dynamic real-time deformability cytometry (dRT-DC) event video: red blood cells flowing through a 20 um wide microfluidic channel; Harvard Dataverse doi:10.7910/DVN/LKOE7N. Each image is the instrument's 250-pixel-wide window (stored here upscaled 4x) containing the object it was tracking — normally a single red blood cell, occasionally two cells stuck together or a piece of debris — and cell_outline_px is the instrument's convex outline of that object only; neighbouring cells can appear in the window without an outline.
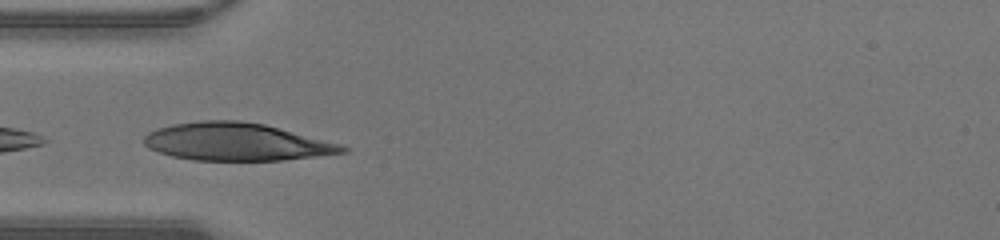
{"species": "human", "species_latin": "Homo sapiens", "temperature_condition": "warm", "stored_images_in_passage": 13, "camera_frame_rate_fps": 3000, "um_per_image_px": 0.085, "donor": {"sex": "male"}, "frame": {"image": 1, "passage_image": 3, "time_ms": 0.667, "image_size_px": [1000, 240], "cell_outline_px": [[348, 152], [284, 160], [192, 160], [172, 156], [148, 148], [144, 144], [144, 136], [148, 132], [156, 128], [172, 124], [200, 120], [240, 120], [264, 124], [340, 144], [348, 148]], "centroid_in_image_um": [20.05, 12.05], "position_along_channel_um": 65.0, "area_um2": 43.41}}
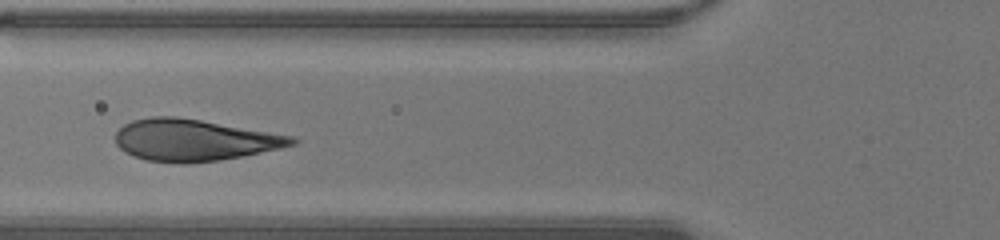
{"frame": {"image": 2, "passage_image": 6, "time_ms": 1.667, "image_size_px": [1000, 240], "cell_outline_px": [[300, 140], [296, 144], [280, 148], [220, 160], [188, 164], [176, 164], [148, 160], [132, 156], [124, 152], [116, 144], [116, 132], [124, 124], [132, 120], [152, 116], [176, 116], [200, 120], [292, 136]], "centroid_in_image_um": [16.45, 11.92], "position_along_channel_um": 109.3, "area_um2": 42.77}}
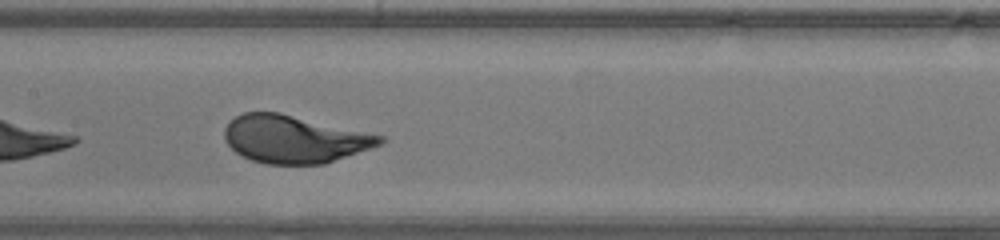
{"frame": {"image": 3, "passage_image": 11, "time_ms": 3.333, "image_size_px": [1000, 240], "cell_outline_px": [[384, 140], [380, 144], [324, 164], [268, 164], [252, 160], [236, 152], [228, 144], [224, 136], [224, 128], [236, 116], [244, 112], [280, 112], [384, 136]], "centroid_in_image_um": [24.99, 11.82], "position_along_channel_um": 182.4, "area_um2": 42.66}}